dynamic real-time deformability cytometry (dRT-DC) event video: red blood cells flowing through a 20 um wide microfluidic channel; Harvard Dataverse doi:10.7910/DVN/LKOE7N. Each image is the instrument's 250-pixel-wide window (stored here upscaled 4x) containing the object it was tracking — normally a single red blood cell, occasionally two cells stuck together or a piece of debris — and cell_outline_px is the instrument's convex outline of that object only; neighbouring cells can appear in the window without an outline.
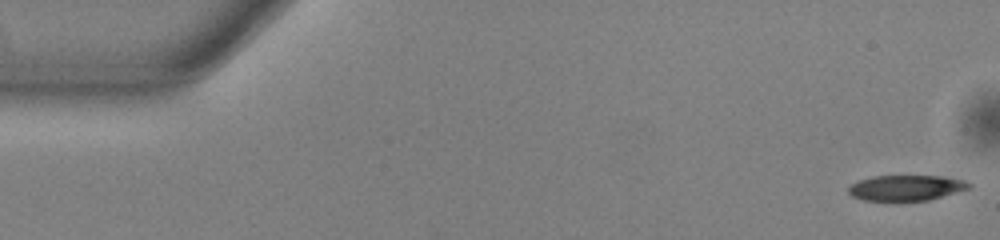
{"species": "common noctule bat (a hibernating species)", "species_latin": "Nyctalus noctula", "temperature_condition": "warm", "stored_images_in_passage": 53, "camera_frame_rate_fps": 3000, "um_per_image_px": 0.085, "animal": {"sex": "male", "body_mass_g": 13.0, "forearm_length_mm": 53.1}, "frame": {"image": 1, "passage_image": 1, "time_ms": 0.0, "image_size_px": [1000, 240], "cell_outline_px": [[972, 188], [928, 200], [900, 204], [896, 204], [864, 200], [852, 196], [848, 192], [848, 188], [852, 184], [860, 180], [872, 176], [944, 176], [964, 180], [972, 184]], "centroid_in_image_um": [77.02, 16.01], "position_along_channel_um": 8.0, "area_um2": 18.79}}
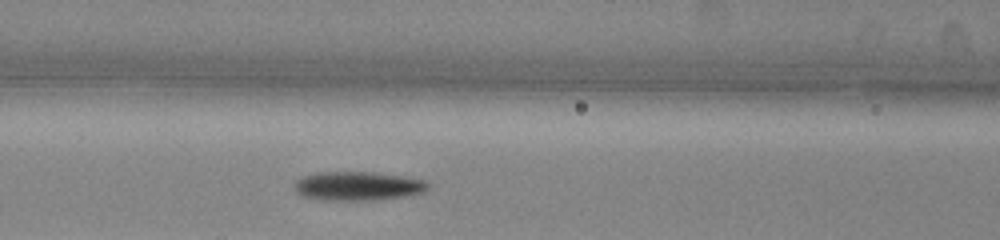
{"frame": {"image": 2, "passage_image": 22, "time_ms": 7.0, "image_size_px": [1000, 240], "cell_outline_px": [[428, 188], [424, 192], [404, 196], [376, 200], [324, 200], [304, 196], [296, 192], [296, 180], [304, 176], [316, 172], [372, 172], [400, 176], [424, 180], [428, 184]], "centroid_in_image_um": [30.41, 15.81], "position_along_channel_um": 136.2, "area_um2": 22.25}}
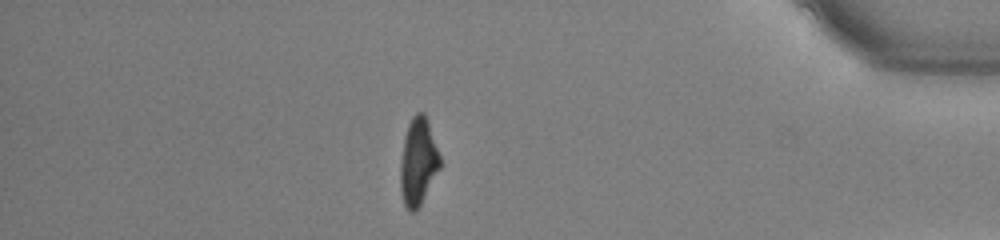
{"frame": {"image": 3, "passage_image": 46, "time_ms": 15.0, "image_size_px": [1000, 240], "cell_outline_px": [[440, 168], [416, 212], [408, 212], [404, 204], [400, 188], [400, 164], [404, 136], [408, 124], [412, 116], [416, 112], [424, 112], [428, 120], [440, 156]], "centroid_in_image_um": [35.53, 13.74], "position_along_channel_um": 399.7, "area_um2": 20.23}, "authors_computed_cell_mechanics": {"area_um2": 20.519, "velocity_mm_per_s": 3.8226, "shape_relaxation_time_tau1_ms": 3.1853, "shape_relaxation_time_tau2_ms": null, "deformation_change_tau1": 0.1722, "deformation_change_tau2": null}}